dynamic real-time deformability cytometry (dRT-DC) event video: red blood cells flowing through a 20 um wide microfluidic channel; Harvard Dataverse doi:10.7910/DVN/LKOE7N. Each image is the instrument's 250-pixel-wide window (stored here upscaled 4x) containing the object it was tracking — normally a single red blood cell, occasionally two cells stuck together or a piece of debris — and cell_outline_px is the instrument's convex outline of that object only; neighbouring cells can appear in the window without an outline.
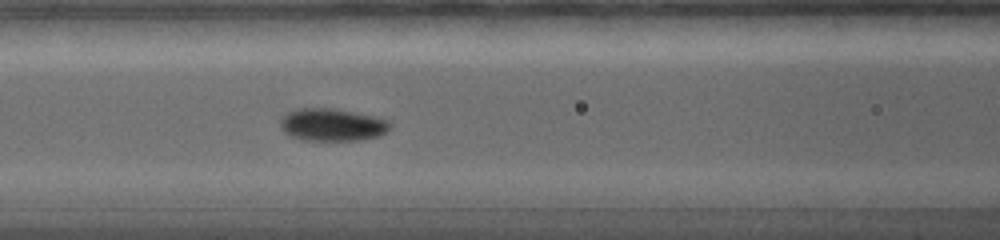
{"species": "common noctule bat (a hibernating species)", "species_latin": "Nyctalus noctula", "temperature_condition": "warm", "stored_images_in_passage": 20, "camera_frame_rate_fps": 5000, "um_per_image_px": 0.085, "animal": {"sex": "female", "body_mass_g": 19.0, "forearm_length_mm": 56.7}, "frame": {"image": 1, "passage_image": 8, "time_ms": 5.0, "image_size_px": [1000, 240], "cell_outline_px": [[392, 124], [380, 136], [360, 140], [304, 140], [288, 136], [280, 128], [280, 120], [288, 112], [300, 108], [332, 108], [372, 116], [388, 120]], "centroid_in_image_um": [28.2, 10.61], "position_along_channel_um": 138.4, "area_um2": 20.69}}
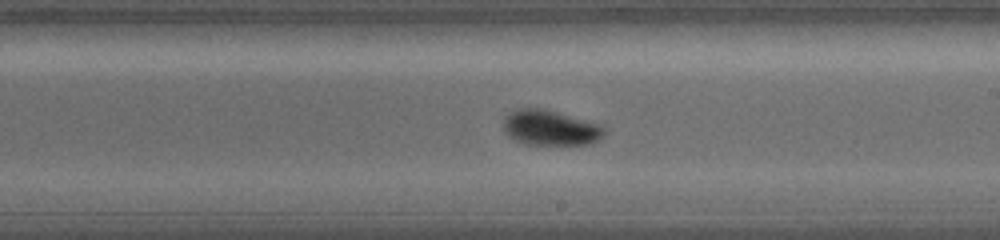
{"frame": {"image": 2, "passage_image": 11, "time_ms": 7.8, "image_size_px": [1000, 240], "cell_outline_px": [[608, 132], [604, 136], [592, 144], [524, 144], [512, 140], [504, 132], [504, 116], [508, 112], [520, 108], [544, 108], [604, 124], [608, 128]], "centroid_in_image_um": [46.84, 10.85], "position_along_channel_um": 242.2, "area_um2": 21.44}}
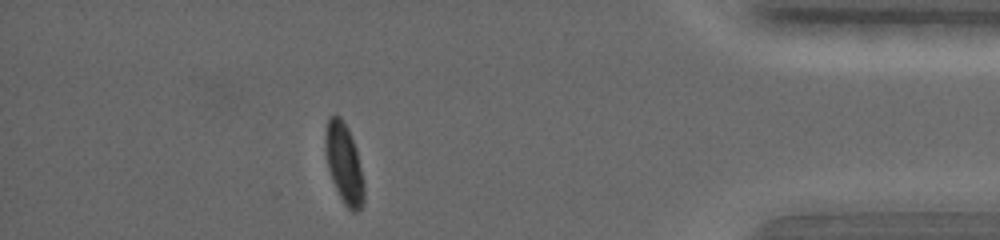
{"frame": {"image": 3, "passage_image": 19, "time_ms": 13.4, "image_size_px": [1000, 240], "cell_outline_px": [[364, 204], [356, 212], [352, 212], [344, 204], [332, 180], [328, 168], [324, 148], [324, 136], [328, 116], [340, 116], [348, 128], [356, 148], [364, 180]], "centroid_in_image_um": [29.24, 13.89], "position_along_channel_um": 406.0, "area_um2": 18.21}, "authors_computed_cell_mechanics": {"area_um2": 19.3052, "velocity_mm_per_s": 3.723, "shape_relaxation_time_tau1_ms": 2.81, "shape_relaxation_time_tau2_ms": null, "deformation_change_tau1": 0.1328, "deformation_change_tau2": null}}